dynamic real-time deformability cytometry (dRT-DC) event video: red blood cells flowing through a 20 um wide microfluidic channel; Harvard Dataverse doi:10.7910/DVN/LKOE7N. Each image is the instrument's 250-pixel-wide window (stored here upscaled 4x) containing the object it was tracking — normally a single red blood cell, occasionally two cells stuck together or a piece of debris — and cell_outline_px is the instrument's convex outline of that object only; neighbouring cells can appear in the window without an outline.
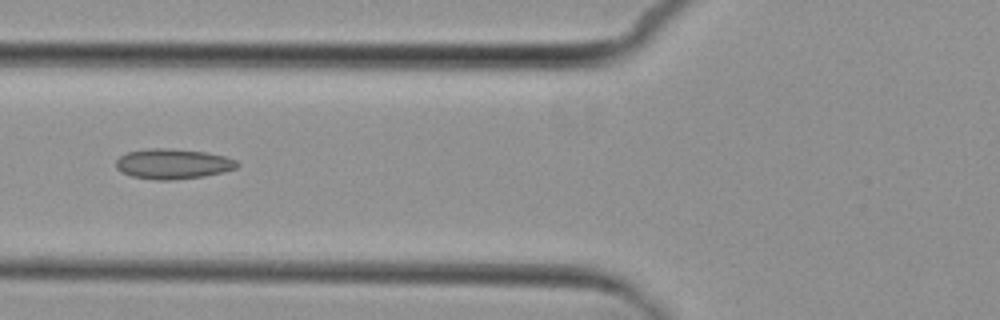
{"species": "common noctule bat (a hibernating species)", "species_latin": "Nyctalus noctula", "temperature_condition": "cold", "stored_images_in_passage": 9, "camera_frame_rate_fps": 3000, "um_per_image_px": 0.085, "animal": {"sex": "female", "body_mass_g": 29.2, "forearm_length_mm": 56.3}, "frame": {"image": 1, "passage_image": 7, "time_ms": 7.0, "image_size_px": [1000, 320], "cell_outline_px": [[240, 164], [236, 168], [224, 172], [204, 176], [172, 180], [156, 180], [132, 176], [120, 172], [116, 168], [116, 160], [120, 156], [128, 152], [148, 148], [168, 148], [204, 152], [224, 156], [236, 160]], "centroid_in_image_um": [14.69, 13.93], "position_along_channel_um": 111.1, "area_um2": 21.33}}
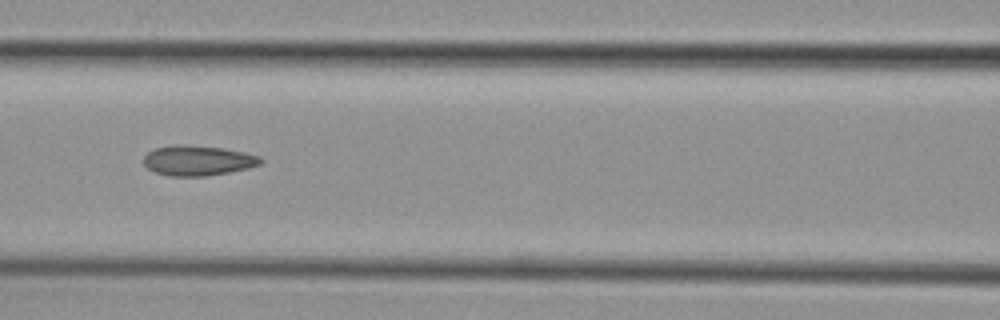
{"frame": {"image": 2, "passage_image": 8, "time_ms": 8.0, "image_size_px": [1000, 320], "cell_outline_px": [[264, 160], [260, 164], [248, 168], [208, 176], [168, 176], [156, 172], [148, 168], [144, 164], [144, 156], [148, 152], [156, 148], [176, 144], [184, 144], [224, 148], [244, 152], [260, 156]], "centroid_in_image_um": [16.83, 13.64], "position_along_channel_um": 149.8, "area_um2": 20.58}}
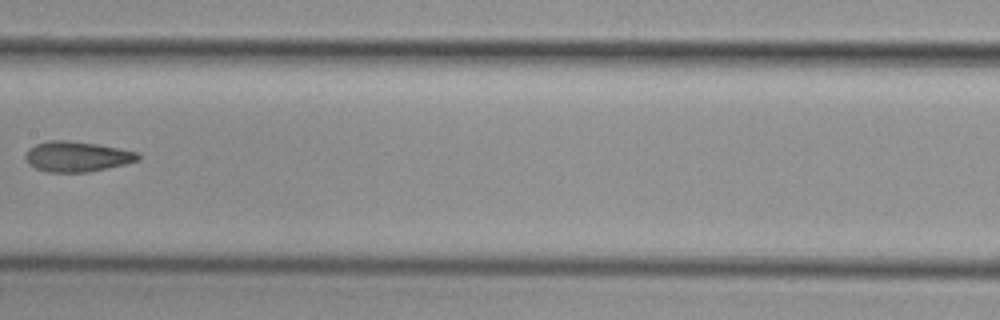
{"frame": {"image": 3, "passage_image": 9, "time_ms": 9.333, "image_size_px": [1000, 320], "cell_outline_px": [[140, 160], [108, 168], [88, 172], [48, 172], [36, 168], [28, 164], [24, 156], [28, 148], [36, 144], [48, 140], [68, 140], [96, 144], [140, 152]], "centroid_in_image_um": [6.53, 13.3], "position_along_channel_um": 200.9, "area_um2": 20.0}}